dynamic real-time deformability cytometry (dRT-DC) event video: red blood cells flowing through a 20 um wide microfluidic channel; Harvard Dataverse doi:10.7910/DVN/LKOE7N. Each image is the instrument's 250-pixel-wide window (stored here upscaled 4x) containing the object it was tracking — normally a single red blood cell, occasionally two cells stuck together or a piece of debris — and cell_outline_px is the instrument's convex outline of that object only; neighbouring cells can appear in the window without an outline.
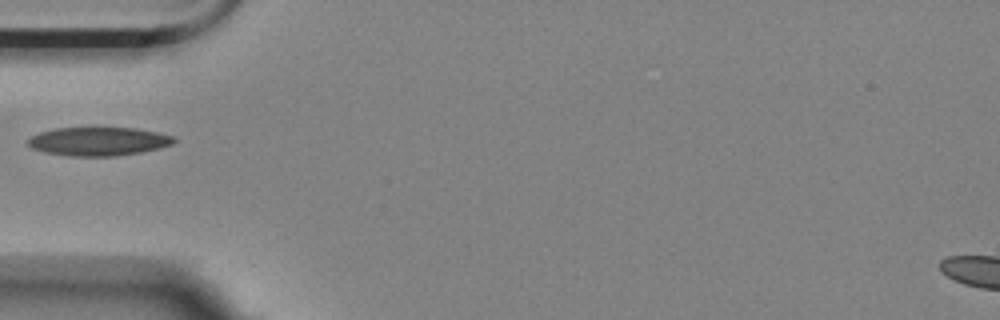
{"species": "Egyptian fruit bat (a non-hibernating species)", "species_latin": "Rousettus aegyptiacus", "temperature_condition": "room temperature", "stored_images_in_passage": 37, "camera_frame_rate_fps": 3000, "um_per_image_px": 0.085, "animal": {"sex": "female"}, "frame": {"image": 1, "passage_image": 1, "time_ms": 0.0, "image_size_px": [1000, 320], "cell_outline_px": [[176, 140], [172, 144], [140, 152], [116, 156], [68, 156], [44, 152], [32, 148], [28, 144], [28, 136], [40, 132], [56, 128], [92, 124], [136, 128], [156, 132], [172, 136]], "centroid_in_image_um": [8.3, 11.96], "position_along_channel_um": 76.7, "area_um2": 25.32}}